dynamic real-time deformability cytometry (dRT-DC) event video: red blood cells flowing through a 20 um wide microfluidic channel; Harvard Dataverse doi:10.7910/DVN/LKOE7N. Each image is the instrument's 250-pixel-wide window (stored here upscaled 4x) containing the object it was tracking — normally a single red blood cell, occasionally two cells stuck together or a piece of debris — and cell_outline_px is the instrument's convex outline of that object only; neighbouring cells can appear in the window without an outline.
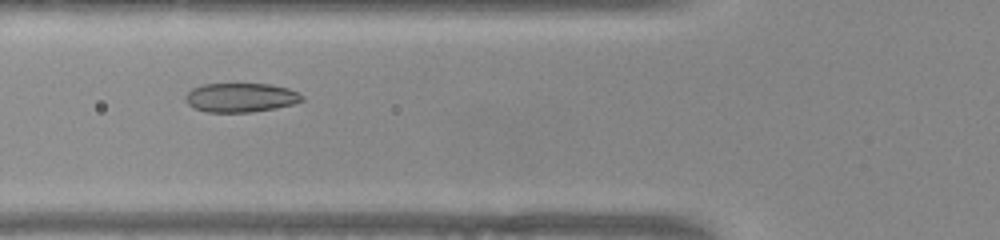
{"species": "common noctule bat (a hibernating species)", "species_latin": "Nyctalus noctula", "temperature_condition": "warm", "stored_images_in_passage": 36, "camera_frame_rate_fps": 3000, "um_per_image_px": 0.085, "animal": {"sex": "female", "body_mass_g": 22.0, "forearm_length_mm": 56.7}, "frame": {"image": 1, "passage_image": 3, "time_ms": 0.667, "image_size_px": [1000, 240], "cell_outline_px": [[304, 100], [292, 104], [276, 108], [252, 112], [208, 112], [192, 108], [184, 100], [184, 96], [192, 88], [204, 84], [272, 84], [288, 88], [304, 96]], "centroid_in_image_um": [20.44, 8.29], "position_along_channel_um": 105.4, "area_um2": 19.88}}
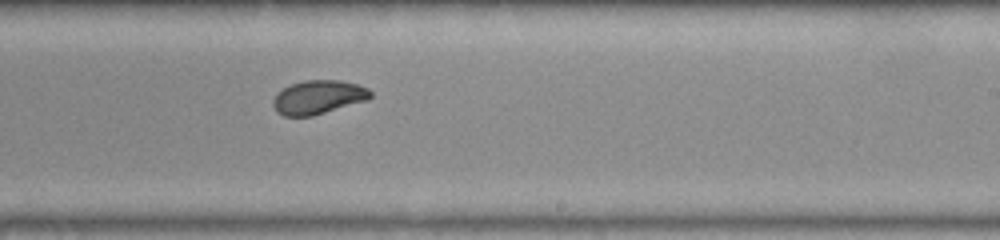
{"frame": {"image": 2, "passage_image": 15, "time_ms": 4.667, "image_size_px": [1000, 240], "cell_outline_px": [[372, 96], [368, 100], [312, 116], [284, 116], [276, 112], [272, 104], [272, 100], [284, 88], [292, 84], [304, 80], [340, 80], [356, 84], [368, 88], [372, 92]], "centroid_in_image_um": [27.07, 8.27], "position_along_channel_um": 261.9, "area_um2": 19.13}}
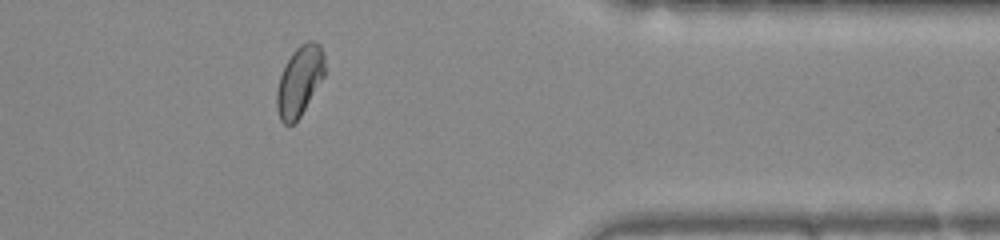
{"frame": {"image": 3, "passage_image": 26, "time_ms": 8.333, "image_size_px": [1000, 240], "cell_outline_px": [[324, 76], [300, 116], [292, 124], [284, 124], [280, 120], [276, 108], [276, 92], [280, 76], [292, 52], [300, 44], [308, 40], [316, 40], [320, 44], [324, 52]], "centroid_in_image_um": [25.46, 6.85], "position_along_channel_um": 385.9, "area_um2": 19.48}}